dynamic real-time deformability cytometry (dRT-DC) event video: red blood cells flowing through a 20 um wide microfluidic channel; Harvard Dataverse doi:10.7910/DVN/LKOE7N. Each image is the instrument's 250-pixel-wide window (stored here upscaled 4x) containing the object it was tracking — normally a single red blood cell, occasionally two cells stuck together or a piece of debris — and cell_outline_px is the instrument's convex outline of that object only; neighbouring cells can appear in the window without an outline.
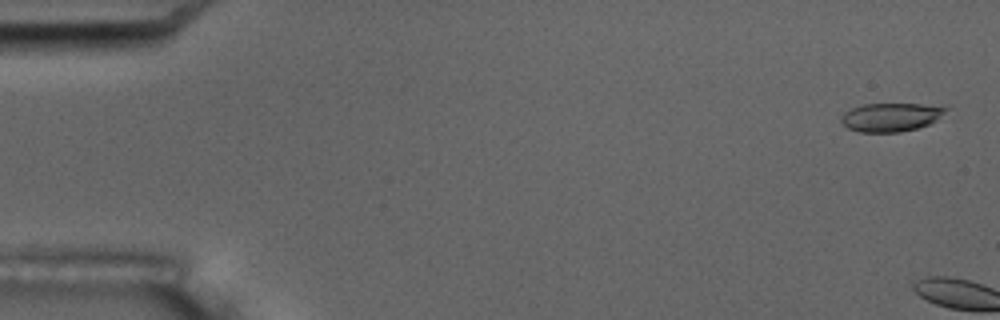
{"species": "common noctule bat (a hibernating species)", "species_latin": "Nyctalus noctula", "temperature_condition": "room temperature", "stored_images_in_passage": 2, "camera_frame_rate_fps": 3000, "um_per_image_px": 0.085, "animal": {"sex": "male", "body_mass_g": 17.5, "forearm_length_mm": 52.3}, "frame": {"image": 1, "passage_image": 1, "time_ms": 0.0, "image_size_px": [1000, 320], "cell_outline_px": [[948, 108], [936, 120], [928, 124], [916, 128], [900, 132], [860, 132], [848, 128], [840, 120], [840, 116], [844, 112], [852, 108], [864, 104], [920, 104]], "centroid_in_image_um": [75.66, 9.96], "position_along_channel_um": 9.3, "area_um2": 17.11}}